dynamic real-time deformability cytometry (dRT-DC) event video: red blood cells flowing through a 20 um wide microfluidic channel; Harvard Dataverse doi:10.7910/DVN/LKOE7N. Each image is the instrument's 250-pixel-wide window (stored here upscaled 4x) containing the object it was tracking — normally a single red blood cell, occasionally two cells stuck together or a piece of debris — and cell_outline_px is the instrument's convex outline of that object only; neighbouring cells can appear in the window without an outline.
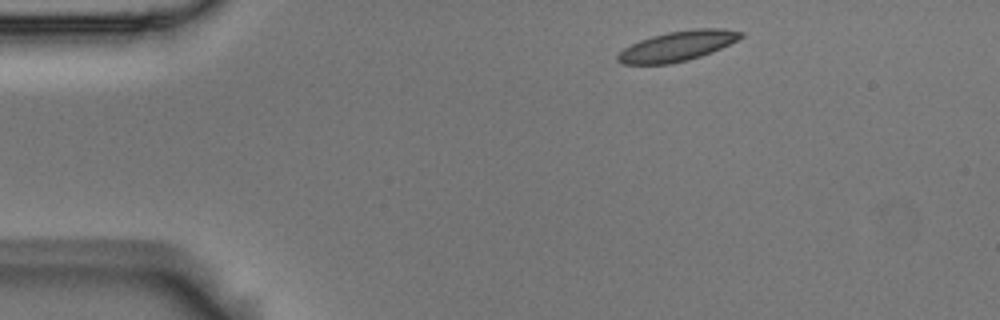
{"species": "Egyptian fruit bat (a non-hibernating species)", "species_latin": "Rousettus aegyptiacus", "temperature_condition": "room temperature", "stored_images_in_passage": 3, "camera_frame_rate_fps": 3000, "um_per_image_px": 0.085, "animal": {"sex": "male"}, "frame": {"image": 1, "passage_image": 1, "time_ms": 0.0, "image_size_px": [1000, 320], "cell_outline_px": [[744, 36], [712, 52], [688, 60], [668, 64], [620, 64], [616, 60], [616, 56], [624, 48], [640, 40], [652, 36], [668, 32], [696, 28], [724, 28], [744, 32]], "centroid_in_image_um": [57.58, 3.91], "position_along_channel_um": 27.4, "area_um2": 21.44}}